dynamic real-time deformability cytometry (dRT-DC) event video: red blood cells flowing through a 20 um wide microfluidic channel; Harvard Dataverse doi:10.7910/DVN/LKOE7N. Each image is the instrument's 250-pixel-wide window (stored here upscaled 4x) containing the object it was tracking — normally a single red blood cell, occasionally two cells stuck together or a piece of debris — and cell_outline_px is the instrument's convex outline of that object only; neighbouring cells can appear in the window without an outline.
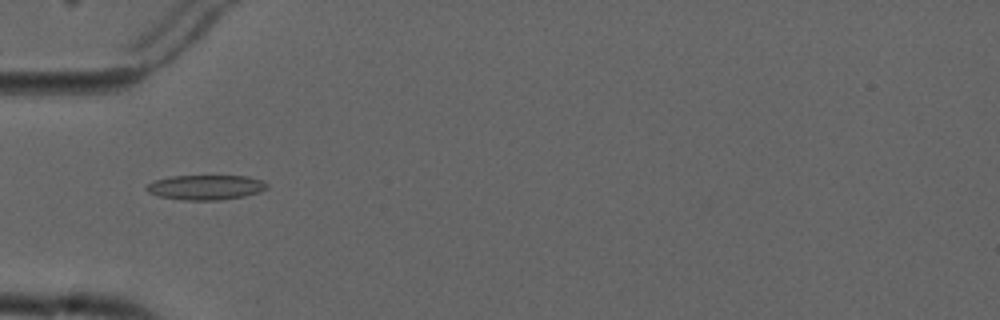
{"species": "common noctule bat (a hibernating species)", "species_latin": "Nyctalus noctula", "temperature_condition": "cold", "stored_images_in_passage": 7, "camera_frame_rate_fps": 3000, "um_per_image_px": 0.085, "animal": {"sex": "male", "forearm_length_mm": 52.5}, "frame": {"image": 1, "passage_image": 5, "time_ms": 5.667, "image_size_px": [1000, 320], "cell_outline_px": [[268, 188], [260, 192], [244, 196], [220, 200], [184, 200], [160, 196], [148, 192], [144, 188], [148, 184], [156, 180], [172, 176], [248, 176], [260, 180], [268, 184]], "centroid_in_image_um": [17.51, 15.92], "position_along_channel_um": 67.5, "area_um2": 17.34}}
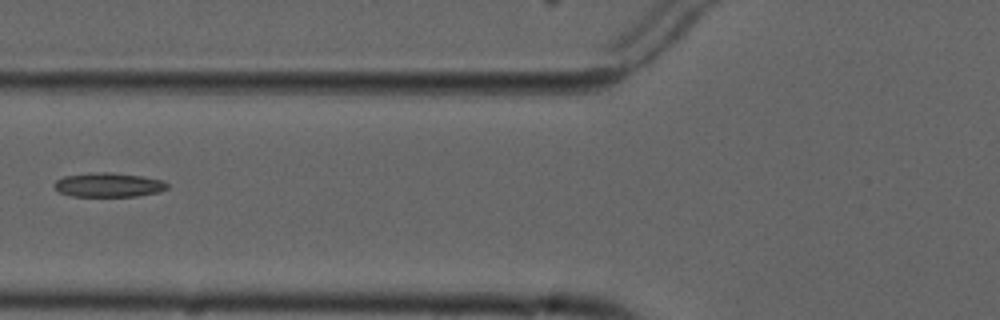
{"frame": {"image": 2, "passage_image": 6, "time_ms": 7.0, "image_size_px": [1000, 320], "cell_outline_px": [[168, 188], [160, 192], [136, 196], [72, 196], [60, 192], [52, 184], [56, 180], [64, 176], [88, 172], [112, 172], [140, 176], [164, 180], [168, 184]], "centroid_in_image_um": [9.23, 15.7], "position_along_channel_um": 116.6, "area_um2": 16.07}}
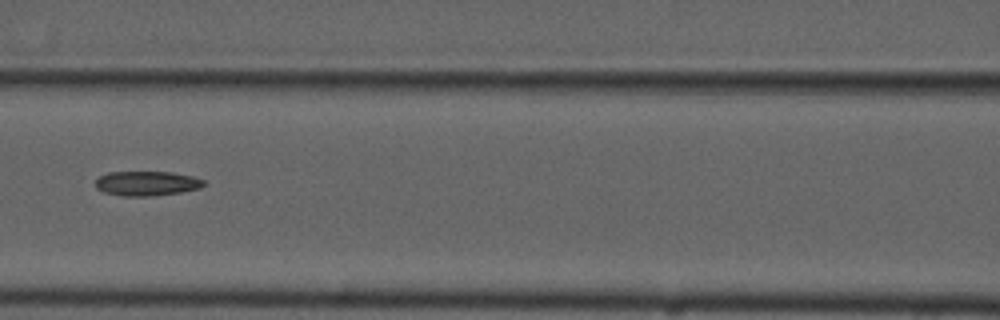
{"frame": {"image": 3, "passage_image": 7, "time_ms": 8.0, "image_size_px": [1000, 320], "cell_outline_px": [[204, 184], [200, 188], [180, 192], [152, 196], [124, 196], [104, 192], [96, 188], [96, 180], [100, 176], [108, 172], [172, 172], [192, 176], [204, 180]], "centroid_in_image_um": [12.47, 15.59], "position_along_channel_um": 154.1, "area_um2": 15.43}}